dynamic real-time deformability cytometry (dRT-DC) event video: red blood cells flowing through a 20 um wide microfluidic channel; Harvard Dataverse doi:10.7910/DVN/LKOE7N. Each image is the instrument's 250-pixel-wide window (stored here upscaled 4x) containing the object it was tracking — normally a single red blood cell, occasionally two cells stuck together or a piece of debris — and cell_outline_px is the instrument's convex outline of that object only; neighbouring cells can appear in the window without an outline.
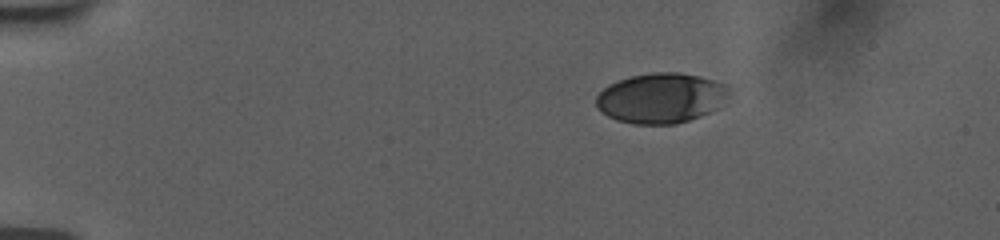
{"species": "human", "species_latin": "Homo sapiens", "temperature_condition": "room temperature", "stored_images_in_passage": 32, "camera_frame_rate_fps": 3000, "um_per_image_px": 0.085, "donor": {"sex": "female"}, "frame": {"image": 1, "passage_image": 1, "time_ms": 0.0, "image_size_px": [1000, 240], "cell_outline_px": [[728, 96], [716, 108], [700, 116], [676, 124], [632, 124], [616, 120], [608, 116], [596, 104], [596, 96], [608, 84], [632, 76], [652, 72], [676, 72], [700, 76], [724, 84], [728, 88]], "centroid_in_image_um": [56.17, 8.33], "position_along_channel_um": 28.8, "area_um2": 38.44}}
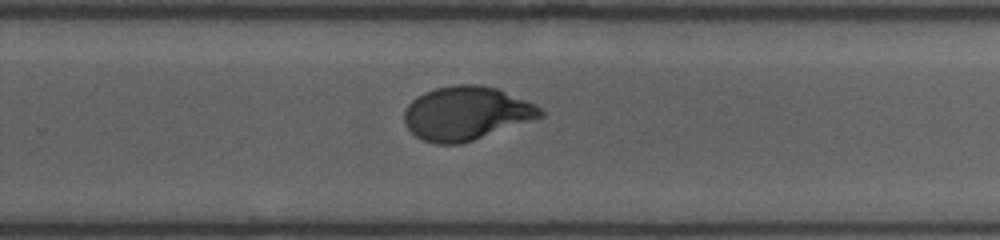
{"frame": {"image": 2, "passage_image": 16, "time_ms": 5.0, "image_size_px": [1000, 240], "cell_outline_px": [[544, 116], [460, 144], [436, 144], [424, 140], [416, 136], [404, 124], [404, 112], [408, 104], [416, 96], [424, 92], [436, 88], [452, 84], [480, 84], [496, 88], [536, 104], [544, 112]], "centroid_in_image_um": [39.61, 9.61], "position_along_channel_um": 290.2, "area_um2": 42.43}}
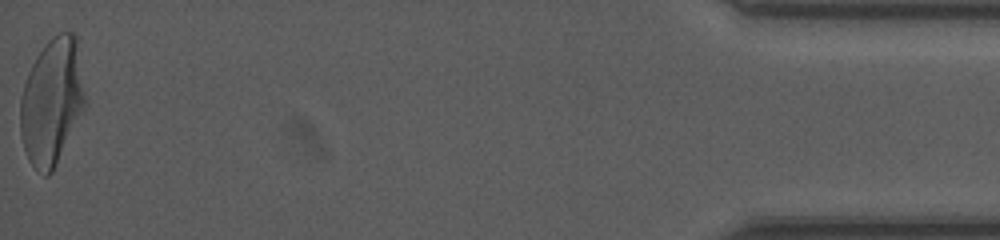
{"frame": {"image": 3, "passage_image": 32, "time_ms": 10.333, "image_size_px": [1000, 240], "cell_outline_px": [[84, 108], [52, 172], [48, 176], [44, 176], [28, 160], [24, 148], [20, 132], [20, 96], [28, 72], [36, 56], [44, 44], [52, 36], [60, 32], [72, 32], [76, 36], [84, 96]], "centroid_in_image_um": [4.37, 8.62], "position_along_channel_um": 430.8, "area_um2": 47.11}}